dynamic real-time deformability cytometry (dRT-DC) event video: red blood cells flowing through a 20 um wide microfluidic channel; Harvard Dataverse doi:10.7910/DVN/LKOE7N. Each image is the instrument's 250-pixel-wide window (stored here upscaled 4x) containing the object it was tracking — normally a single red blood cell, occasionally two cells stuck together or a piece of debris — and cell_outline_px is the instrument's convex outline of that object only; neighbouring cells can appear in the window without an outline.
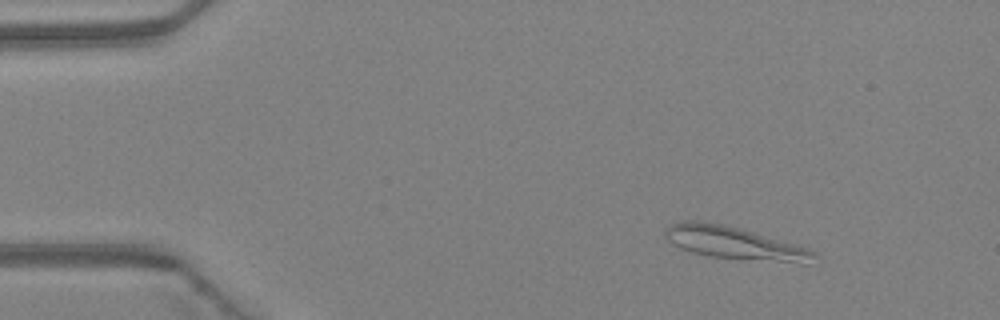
{"species": "Egyptian fruit bat (a non-hibernating species)", "species_latin": "Rousettus aegyptiacus", "temperature_condition": "warm", "stored_images_in_passage": 2, "camera_frame_rate_fps": 3000, "um_per_image_px": 0.085, "animal": {"sex": "female"}, "frame": {"image": 1, "passage_image": 1, "time_ms": 0.0, "image_size_px": [1000, 320], "cell_outline_px": [[820, 256], [808, 264], [800, 264], [708, 256], [692, 252], [680, 248], [668, 240], [664, 236], [664, 228], [680, 220], [700, 220], [724, 224], [740, 228], [808, 248], [816, 252]], "centroid_in_image_um": [62.45, 20.66], "position_along_channel_um": 22.6, "area_um2": 28.67}}